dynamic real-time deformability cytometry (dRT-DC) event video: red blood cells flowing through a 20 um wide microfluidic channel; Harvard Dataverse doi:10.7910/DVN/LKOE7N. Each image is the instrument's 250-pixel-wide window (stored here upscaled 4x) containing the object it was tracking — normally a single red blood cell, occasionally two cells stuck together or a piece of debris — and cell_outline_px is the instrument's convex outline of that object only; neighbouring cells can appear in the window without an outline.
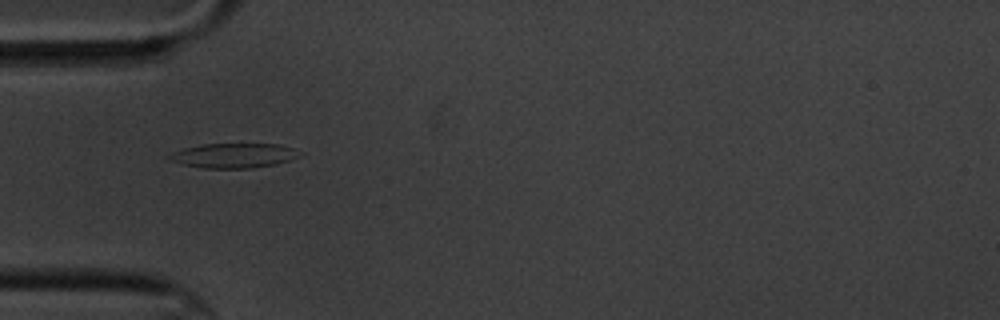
{"species": "common noctule bat (a hibernating species)", "species_latin": "Nyctalus noctula", "temperature_condition": "cold", "stored_images_in_passage": 6, "camera_frame_rate_fps": 3000, "um_per_image_px": 0.085, "animal": {"sex": "male", "body_mass_g": 20.1, "forearm_length_mm": 53.5}, "frame": {"image": 1, "passage_image": 5, "time_ms": 5.0, "image_size_px": [1000, 320], "cell_outline_px": [[304, 152], [300, 156], [292, 160], [276, 164], [252, 168], [204, 168], [184, 164], [168, 160], [164, 156], [172, 152], [184, 148], [200, 144], [280, 144]], "centroid_in_image_um": [19.88, 13.22], "position_along_channel_um": 65.1, "area_um2": 18.96}}
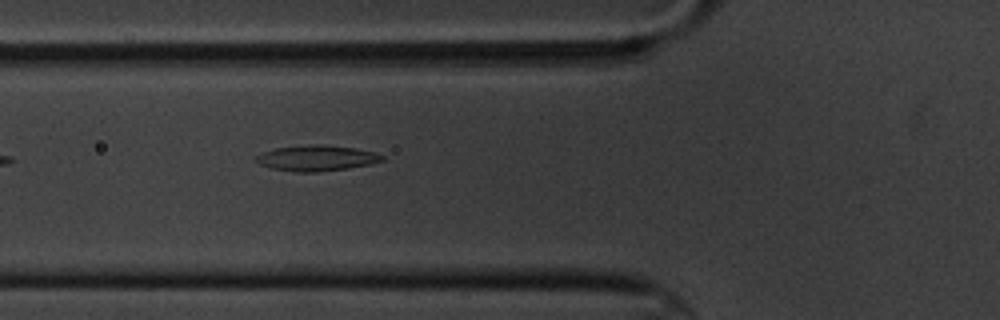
{"frame": {"image": 2, "passage_image": 6, "time_ms": 6.0, "image_size_px": [1000, 320], "cell_outline_px": [[384, 160], [368, 164], [348, 168], [320, 172], [296, 172], [272, 168], [260, 164], [252, 160], [256, 156], [264, 152], [276, 148], [312, 144], [316, 144], [356, 148], [376, 152], [384, 156]], "centroid_in_image_um": [26.91, 13.44], "position_along_channel_um": 98.9, "area_um2": 18.79}}